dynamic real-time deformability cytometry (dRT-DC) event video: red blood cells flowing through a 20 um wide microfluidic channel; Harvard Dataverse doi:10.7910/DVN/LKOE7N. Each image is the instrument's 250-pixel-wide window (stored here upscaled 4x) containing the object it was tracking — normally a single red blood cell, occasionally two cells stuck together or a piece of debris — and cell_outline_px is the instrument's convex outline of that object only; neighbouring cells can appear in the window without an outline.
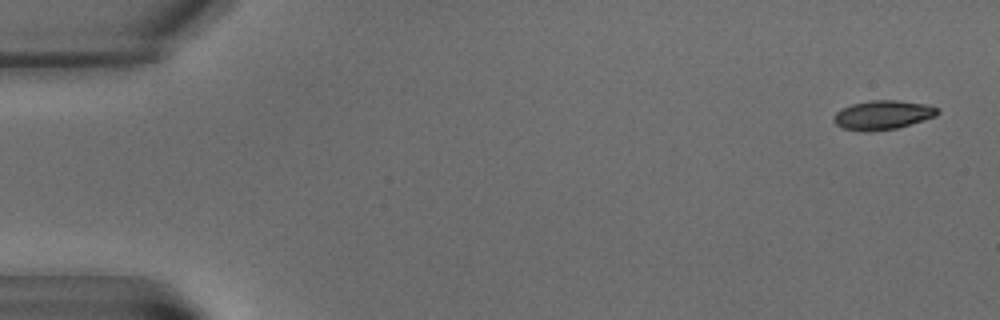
{"species": "common noctule bat (a hibernating species)", "species_latin": "Nyctalus noctula", "temperature_condition": "warm", "stored_images_in_passage": 7, "camera_frame_rate_fps": 3000, "um_per_image_px": 0.085, "animal": {"sex": "male", "body_mass_g": 15.6}, "frame": {"image": 1, "passage_image": 1, "time_ms": 0.0, "image_size_px": [1000, 320], "cell_outline_px": [[940, 112], [936, 116], [896, 128], [872, 132], [864, 132], [844, 128], [836, 124], [832, 120], [832, 116], [840, 108], [852, 104], [868, 100], [896, 100], [928, 104], [940, 108]], "centroid_in_image_um": [75.02, 9.76], "position_along_channel_um": 10.0, "area_um2": 17.86}}
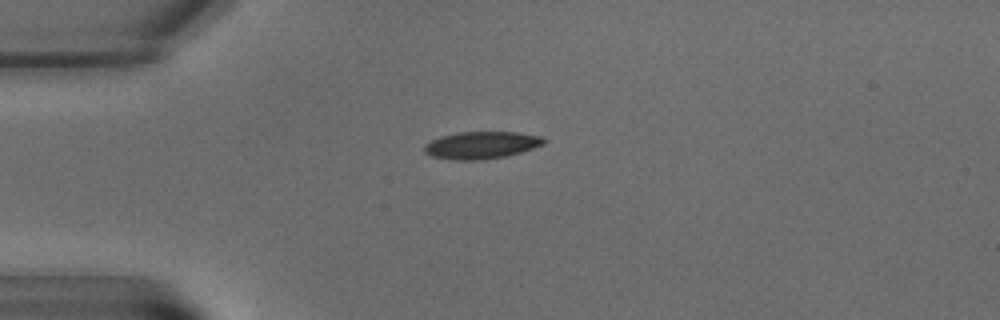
{"frame": {"image": 2, "passage_image": 5, "time_ms": 5.333, "image_size_px": [1000, 320], "cell_outline_px": [[544, 144], [520, 152], [504, 156], [480, 160], [456, 160], [432, 156], [424, 152], [424, 144], [440, 136], [456, 132], [516, 132], [540, 136], [544, 140]], "centroid_in_image_um": [40.87, 12.33], "position_along_channel_um": 44.1, "area_um2": 18.79}}